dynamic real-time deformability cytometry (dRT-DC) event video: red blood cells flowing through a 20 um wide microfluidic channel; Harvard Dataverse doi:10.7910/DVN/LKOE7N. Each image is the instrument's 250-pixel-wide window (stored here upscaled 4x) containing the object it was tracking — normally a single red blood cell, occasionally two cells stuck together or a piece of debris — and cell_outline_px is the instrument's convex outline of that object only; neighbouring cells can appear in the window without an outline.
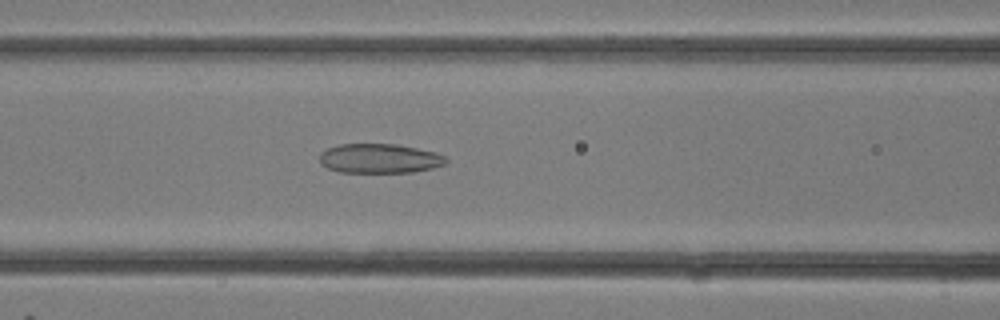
{"species": "common noctule bat (a hibernating species)", "species_latin": "Nyctalus noctula", "temperature_condition": "room temperature", "stored_images_in_passage": 16, "camera_frame_rate_fps": 3000, "um_per_image_px": 0.085, "animal": {"sex": "female"}, "frame": {"image": 1, "passage_image": 12, "time_ms": 3.667, "image_size_px": [1000, 320], "cell_outline_px": [[448, 160], [444, 164], [432, 168], [412, 172], [340, 172], [328, 168], [320, 164], [320, 152], [328, 148], [340, 144], [396, 144], [436, 152], [444, 156]], "centroid_in_image_um": [32.24, 13.47], "position_along_channel_um": 134.4, "area_um2": 21.62}}
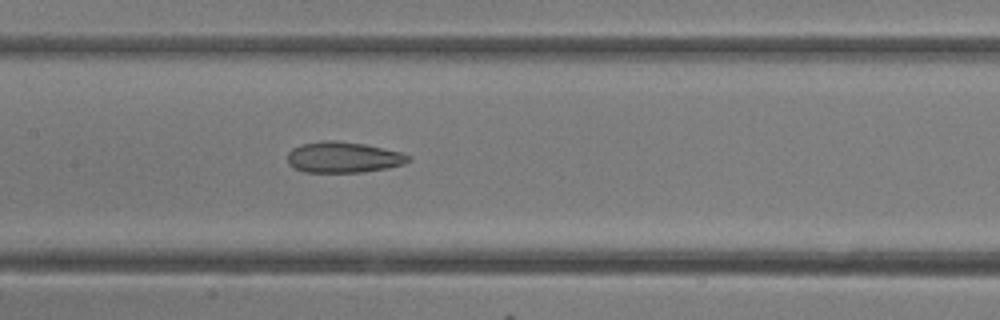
{"frame": {"image": 2, "passage_image": 14, "time_ms": 4.333, "image_size_px": [1000, 320], "cell_outline_px": [[412, 160], [404, 164], [364, 172], [304, 172], [292, 168], [288, 164], [288, 152], [292, 148], [300, 144], [324, 140], [336, 140], [364, 144], [400, 152], [408, 156]], "centroid_in_image_um": [29.13, 13.37], "position_along_channel_um": 178.3, "area_um2": 21.79}}
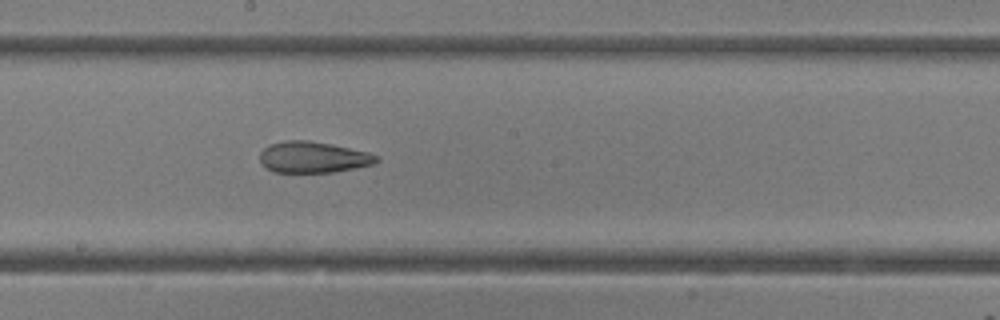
{"frame": {"image": 3, "passage_image": 16, "time_ms": 5.0, "image_size_px": [1000, 320], "cell_outline_px": [[380, 160], [372, 164], [356, 168], [332, 172], [276, 172], [268, 168], [260, 160], [260, 152], [268, 144], [284, 140], [308, 140], [332, 144], [368, 152], [380, 156]], "centroid_in_image_um": [26.64, 13.35], "position_along_channel_um": 221.6, "area_um2": 21.21}}